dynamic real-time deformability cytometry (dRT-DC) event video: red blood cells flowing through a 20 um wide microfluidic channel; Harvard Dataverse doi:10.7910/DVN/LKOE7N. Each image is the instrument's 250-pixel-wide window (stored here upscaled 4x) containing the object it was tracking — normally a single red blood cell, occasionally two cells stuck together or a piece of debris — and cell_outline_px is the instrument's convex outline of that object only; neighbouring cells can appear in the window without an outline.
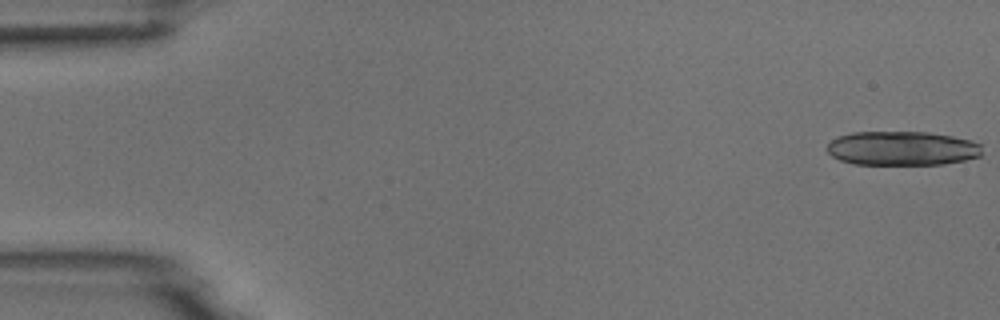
{"species": "common noctule bat (a hibernating species)", "species_latin": "Nyctalus noctula", "temperature_condition": "room temperature", "stored_images_in_passage": 6, "camera_frame_rate_fps": 3000, "um_per_image_px": 0.085, "animal": {"sex": "male", "body_mass_g": 18.8}, "frame": {"image": 1, "passage_image": 1, "time_ms": 0.0, "image_size_px": [1000, 320], "cell_outline_px": [[984, 144], [980, 156], [964, 160], [944, 164], [856, 164], [840, 160], [832, 156], [828, 152], [828, 144], [836, 136], [852, 132], [928, 132], [952, 136], [972, 140]], "centroid_in_image_um": [76.72, 12.6], "position_along_channel_um": 8.3, "area_um2": 31.04}}